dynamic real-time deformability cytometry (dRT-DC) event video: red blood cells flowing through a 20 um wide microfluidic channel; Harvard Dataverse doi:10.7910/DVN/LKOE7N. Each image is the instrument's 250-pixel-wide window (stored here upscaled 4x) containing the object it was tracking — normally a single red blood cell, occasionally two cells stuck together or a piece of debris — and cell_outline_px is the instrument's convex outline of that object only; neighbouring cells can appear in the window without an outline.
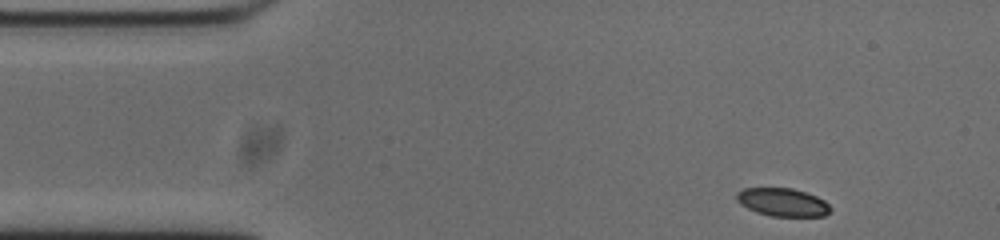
{"species": "common noctule bat (a hibernating species)", "species_latin": "Nyctalus noctula", "temperature_condition": "cold", "stored_images_in_passage": 49, "camera_frame_rate_fps": 3000, "um_per_image_px": 0.085, "animal": {"sex": "male", "body_mass_g": 20.0, "forearm_length_mm": 53.3}, "frame": {"image": 1, "passage_image": 1, "time_ms": 0.0, "image_size_px": [1000, 240], "cell_outline_px": [[832, 208], [824, 216], [772, 216], [756, 212], [740, 204], [736, 200], [736, 192], [744, 188], [792, 188], [816, 196], [824, 200]], "centroid_in_image_um": [66.5, 17.18], "position_along_channel_um": 18.5, "area_um2": 15.32}}
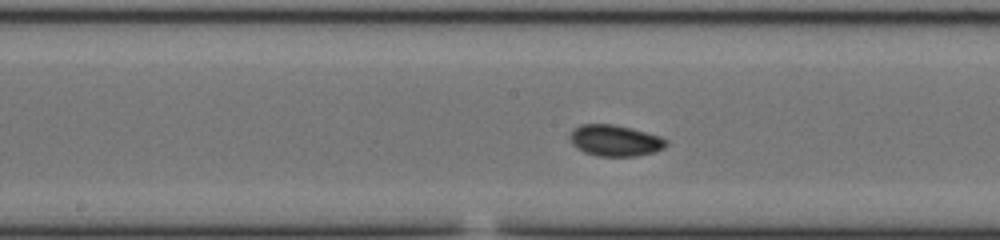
{"frame": {"image": 2, "passage_image": 21, "time_ms": 6.667, "image_size_px": [1000, 240], "cell_outline_px": [[668, 144], [664, 148], [652, 152], [636, 156], [600, 156], [584, 152], [576, 148], [572, 144], [568, 136], [572, 128], [580, 124], [612, 124], [660, 136], [668, 140]], "centroid_in_image_um": [52.23, 11.94], "position_along_channel_um": 196.0, "area_um2": 17.51}}
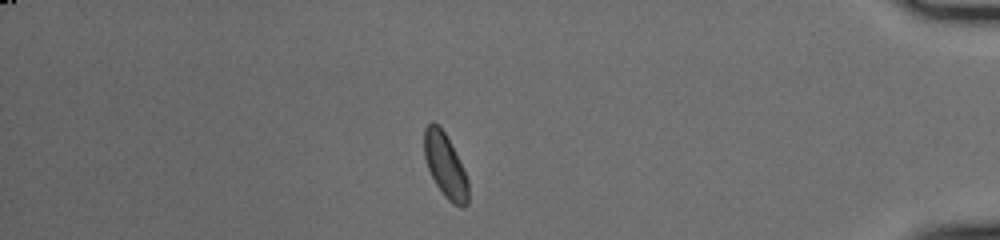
{"frame": {"image": 3, "passage_image": 41, "time_ms": 13.333, "image_size_px": [1000, 240], "cell_outline_px": [[468, 204], [464, 208], [460, 208], [452, 204], [444, 196], [436, 184], [428, 168], [424, 156], [424, 128], [432, 120], [444, 132], [468, 180]], "centroid_in_image_um": [37.83, 14.13], "position_along_channel_um": 397.4, "area_um2": 16.13}, "authors_computed_cell_mechanics": {"area_um2": 16.7042, "velocity_mm_per_s": 3.7231, "shape_relaxation_time_tau1_ms": 4.7094, "shape_relaxation_time_tau2_ms": 3.6356, "deformation_change_tau1": 0.0977, "deformation_change_tau2": 0.0544}}